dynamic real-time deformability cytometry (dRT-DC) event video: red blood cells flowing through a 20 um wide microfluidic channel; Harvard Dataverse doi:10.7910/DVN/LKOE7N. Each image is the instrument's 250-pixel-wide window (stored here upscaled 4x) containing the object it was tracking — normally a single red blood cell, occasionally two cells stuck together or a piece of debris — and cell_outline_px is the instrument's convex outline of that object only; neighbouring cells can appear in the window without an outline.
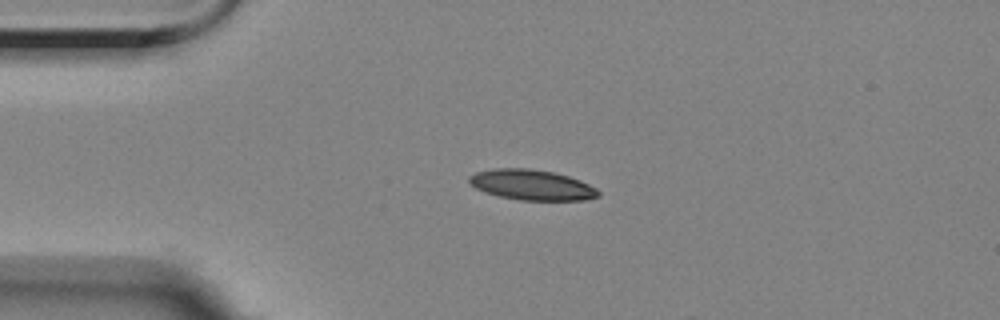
{"species": "Egyptian fruit bat (a non-hibernating species)", "species_latin": "Rousettus aegyptiacus", "temperature_condition": "room temperature", "stored_images_in_passage": 3, "camera_frame_rate_fps": 3000, "um_per_image_px": 0.085, "animal": {"sex": "female"}, "frame": {"image": 1, "passage_image": 1, "time_ms": 0.0, "image_size_px": [1000, 320], "cell_outline_px": [[600, 196], [584, 200], [520, 200], [500, 196], [484, 192], [468, 184], [468, 176], [476, 172], [492, 168], [528, 168], [552, 172], [568, 176], [580, 180], [596, 188], [600, 192]], "centroid_in_image_um": [45.17, 15.71], "position_along_channel_um": 39.8, "area_um2": 22.95}}